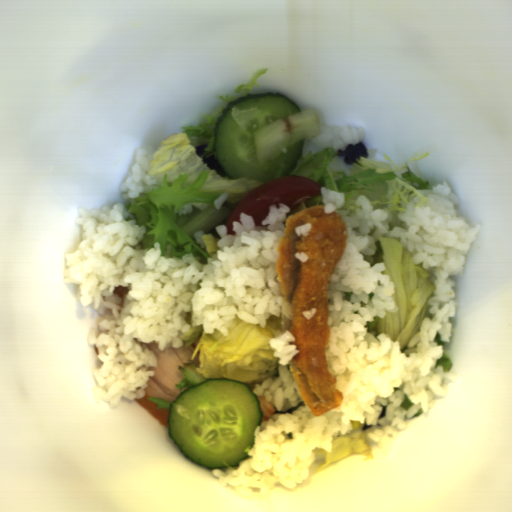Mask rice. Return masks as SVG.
<instances>
[{
  "instance_id": "1",
  "label": "rice",
  "mask_w": 512,
  "mask_h": 512,
  "mask_svg": "<svg viewBox=\"0 0 512 512\" xmlns=\"http://www.w3.org/2000/svg\"><path fill=\"white\" fill-rule=\"evenodd\" d=\"M321 188L325 213L342 215L348 231L343 256L337 262L326 288L328 326L327 369L337 376L336 389L343 402L336 408L313 416L300 397L290 365H277V376L256 383L251 390L256 397L273 402L276 411L261 420L253 432L254 443L247 447L248 457L238 468L213 469L212 473L237 496L251 501L270 499L273 492L294 494L311 478L310 465L315 450H333V437L353 429L352 421L371 427L361 438L372 455L389 447L403 430L429 413L433 403L445 396L450 380L448 371L436 362L444 354L441 341L452 336L450 317L456 313L453 301L455 281L463 277L465 257L473 243H478L481 225L471 227L456 208L461 202L445 180L432 190L419 189L429 198L417 206L407 196L398 208L407 211L374 209L369 196H360L350 207L339 208L345 196ZM317 205V206H318ZM381 236L398 239L411 252L414 263L422 262L436 284L430 313L421 332L410 341L417 342V352L405 357L398 342L387 334L375 339L367 328L374 316L398 311L384 263L373 264L375 240Z\"/></svg>"
},
{
  "instance_id": "2",
  "label": "rice",
  "mask_w": 512,
  "mask_h": 512,
  "mask_svg": "<svg viewBox=\"0 0 512 512\" xmlns=\"http://www.w3.org/2000/svg\"><path fill=\"white\" fill-rule=\"evenodd\" d=\"M289 212L285 203L271 204L260 225L242 212L232 221L234 234H227L226 219L193 233L210 256L205 262L201 253L171 256L169 241L165 255L157 241L141 248L147 226H137L121 202L78 211L64 279L78 286L83 308L94 309L88 342L97 401L115 408L122 397H144L155 376L148 367L158 365L147 344L158 343L159 351L170 342L183 347L179 332L189 334V313L205 334L227 335L242 321L264 329L267 318L279 315L290 326V296L276 271Z\"/></svg>"
},
{
  "instance_id": "3",
  "label": "rice",
  "mask_w": 512,
  "mask_h": 512,
  "mask_svg": "<svg viewBox=\"0 0 512 512\" xmlns=\"http://www.w3.org/2000/svg\"><path fill=\"white\" fill-rule=\"evenodd\" d=\"M320 132L310 140L302 142L303 159L310 151L317 153L325 147H333L335 151H346L348 145L356 146L365 139L366 134L363 126L350 127L344 125L338 127L337 124L324 123L318 127Z\"/></svg>"
},
{
  "instance_id": "4",
  "label": "rice",
  "mask_w": 512,
  "mask_h": 512,
  "mask_svg": "<svg viewBox=\"0 0 512 512\" xmlns=\"http://www.w3.org/2000/svg\"><path fill=\"white\" fill-rule=\"evenodd\" d=\"M153 157L154 152L143 148L135 150L129 171L119 186L123 199L135 200L139 197L144 192L143 183L147 186L157 185L158 178L149 175V165Z\"/></svg>"
},
{
  "instance_id": "5",
  "label": "rice",
  "mask_w": 512,
  "mask_h": 512,
  "mask_svg": "<svg viewBox=\"0 0 512 512\" xmlns=\"http://www.w3.org/2000/svg\"><path fill=\"white\" fill-rule=\"evenodd\" d=\"M295 341V337L292 335L290 330H286L281 335L270 338L269 346L274 349V357L278 358V364L288 366L290 361L296 354H299L296 349V344H290Z\"/></svg>"
},
{
  "instance_id": "6",
  "label": "rice",
  "mask_w": 512,
  "mask_h": 512,
  "mask_svg": "<svg viewBox=\"0 0 512 512\" xmlns=\"http://www.w3.org/2000/svg\"><path fill=\"white\" fill-rule=\"evenodd\" d=\"M313 229V225L312 223H304L302 225H299V226H295L294 228V233L297 235V236H304V237H308L310 232L312 231Z\"/></svg>"
},
{
  "instance_id": "7",
  "label": "rice",
  "mask_w": 512,
  "mask_h": 512,
  "mask_svg": "<svg viewBox=\"0 0 512 512\" xmlns=\"http://www.w3.org/2000/svg\"><path fill=\"white\" fill-rule=\"evenodd\" d=\"M316 313H317L316 308H311V309H307V310L302 311V316L306 320H312L313 317L316 315Z\"/></svg>"
},
{
  "instance_id": "8",
  "label": "rice",
  "mask_w": 512,
  "mask_h": 512,
  "mask_svg": "<svg viewBox=\"0 0 512 512\" xmlns=\"http://www.w3.org/2000/svg\"><path fill=\"white\" fill-rule=\"evenodd\" d=\"M294 256L300 263H305L306 261L310 260L309 255L304 252H295Z\"/></svg>"
}]
</instances>
